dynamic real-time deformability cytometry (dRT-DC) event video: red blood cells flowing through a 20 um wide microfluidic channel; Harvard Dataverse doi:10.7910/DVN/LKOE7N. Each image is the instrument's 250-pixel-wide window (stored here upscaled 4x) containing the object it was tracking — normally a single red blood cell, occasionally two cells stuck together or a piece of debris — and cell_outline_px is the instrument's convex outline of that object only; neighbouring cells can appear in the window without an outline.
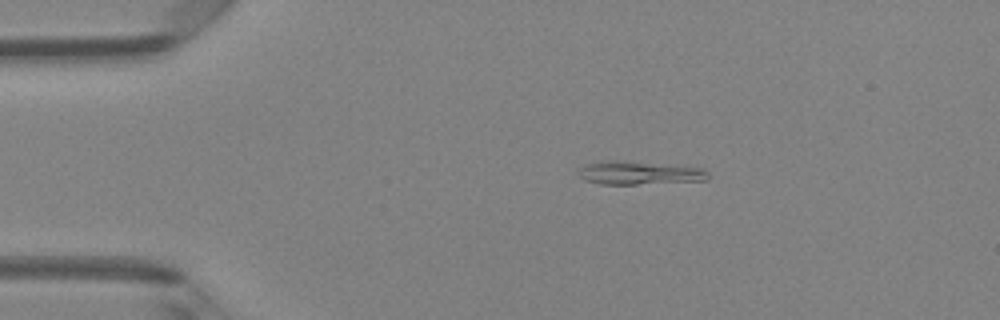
{"species": "Egyptian fruit bat (a non-hibernating species)", "species_latin": "Rousettus aegyptiacus", "temperature_condition": "room temperature", "stored_images_in_passage": 40, "camera_frame_rate_fps": 3000, "um_per_image_px": 0.085, "animal": {"sex": "female"}, "frame": {"image": 1, "passage_image": 1, "time_ms": 0.0, "image_size_px": [1000, 320], "cell_outline_px": [[708, 180], [636, 184], [600, 184], [584, 180], [576, 172], [584, 164], [600, 160], [620, 160], [704, 168], [708, 172]], "centroid_in_image_um": [54.27, 14.68], "position_along_channel_um": 30.7, "area_um2": 17.74}}
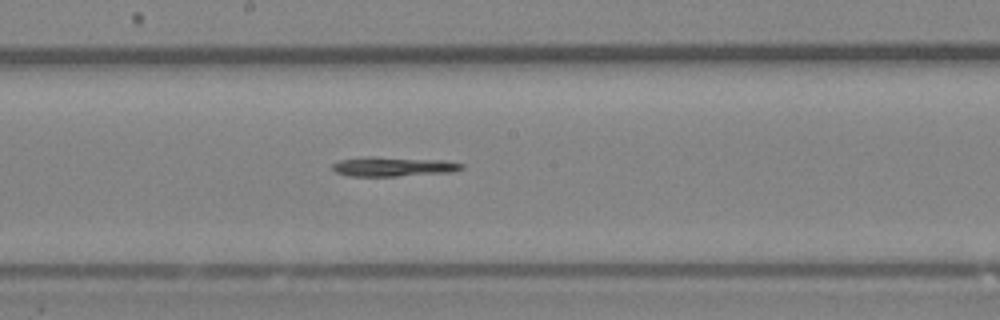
{"frame": {"image": 2, "passage_image": 18, "time_ms": 5.667, "image_size_px": [1000, 320], "cell_outline_px": [[464, 168], [456, 172], [396, 176], [348, 176], [336, 172], [332, 168], [332, 164], [340, 160], [368, 156], [372, 156], [444, 160], [464, 164]], "centroid_in_image_um": [33.46, 14.16], "position_along_channel_um": 214.7, "area_um2": 14.85}}
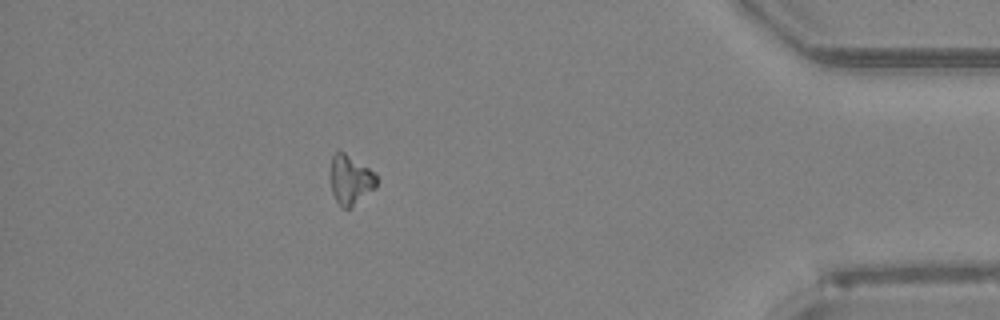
{"frame": {"image": 3, "passage_image": 35, "time_ms": 11.333, "image_size_px": [1000, 320], "cell_outline_px": [[376, 188], [348, 208], [340, 208], [332, 192], [328, 176], [328, 172], [332, 156], [336, 152], [344, 152], [368, 168], [376, 176]], "centroid_in_image_um": [29.72, 15.28], "position_along_channel_um": 405.5, "area_um2": 13.29}}